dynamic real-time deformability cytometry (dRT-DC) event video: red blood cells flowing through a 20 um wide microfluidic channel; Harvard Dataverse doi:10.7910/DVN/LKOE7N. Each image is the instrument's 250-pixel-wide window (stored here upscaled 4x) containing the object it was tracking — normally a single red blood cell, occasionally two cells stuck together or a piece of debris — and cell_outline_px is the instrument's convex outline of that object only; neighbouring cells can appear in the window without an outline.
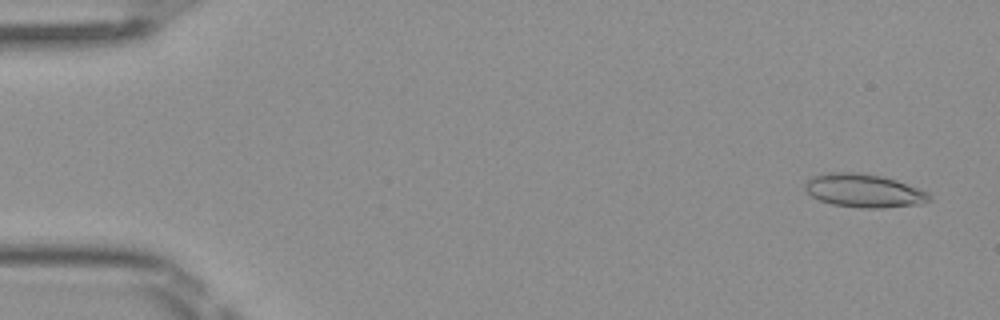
{"species": "Egyptian fruit bat (a non-hibernating species)", "species_latin": "Rousettus aegyptiacus", "temperature_condition": "room temperature", "stored_images_in_passage": 50, "camera_frame_rate_fps": 3000, "um_per_image_px": 0.085, "frame": {"image": 1, "passage_image": 3, "time_ms": 0.667, "image_size_px": [1000, 320], "cell_outline_px": [[932, 200], [920, 204], [884, 208], [860, 208], [832, 204], [820, 200], [812, 196], [804, 188], [804, 184], [812, 176], [828, 172], [856, 172], [880, 176], [896, 180], [928, 192], [932, 196]], "centroid_in_image_um": [73.44, 16.21], "position_along_channel_um": 11.6, "area_um2": 24.22}}
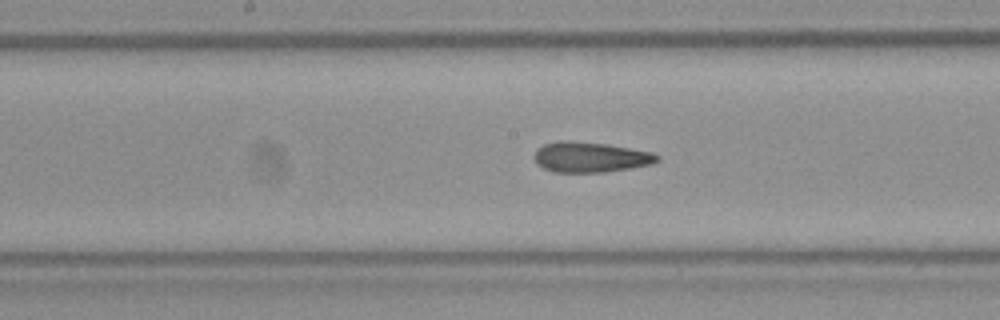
{"frame": {"image": 2, "passage_image": 26, "time_ms": 8.333, "image_size_px": [1000, 320], "cell_outline_px": [[660, 160], [652, 164], [604, 172], [552, 172], [536, 164], [532, 156], [536, 148], [544, 144], [560, 140], [568, 140], [608, 144], [652, 152], [660, 156]], "centroid_in_image_um": [50.14, 13.35], "position_along_channel_um": 198.1, "area_um2": 21.96}}
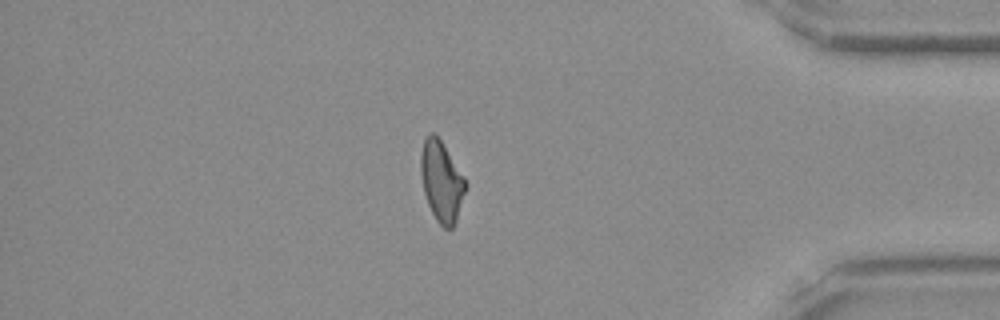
{"frame": {"image": 3, "passage_image": 43, "time_ms": 14.0, "image_size_px": [1000, 320], "cell_outline_px": [[468, 188], [456, 220], [452, 228], [444, 228], [436, 220], [428, 204], [424, 192], [420, 172], [420, 156], [424, 140], [428, 132], [432, 132], [440, 140], [464, 176], [468, 184]], "centroid_in_image_um": [37.54, 15.43], "position_along_channel_um": 397.7, "area_um2": 21.04}, "authors_computed_cell_mechanics": {"area_um2": 21.9062, "velocity_mm_per_s": 4.0993, "shape_relaxation_time_tau1_ms": null, "shape_relaxation_time_tau2_ms": 3.4801, "deformation_change_tau1": null, "deformation_change_tau2": 0.1114}}